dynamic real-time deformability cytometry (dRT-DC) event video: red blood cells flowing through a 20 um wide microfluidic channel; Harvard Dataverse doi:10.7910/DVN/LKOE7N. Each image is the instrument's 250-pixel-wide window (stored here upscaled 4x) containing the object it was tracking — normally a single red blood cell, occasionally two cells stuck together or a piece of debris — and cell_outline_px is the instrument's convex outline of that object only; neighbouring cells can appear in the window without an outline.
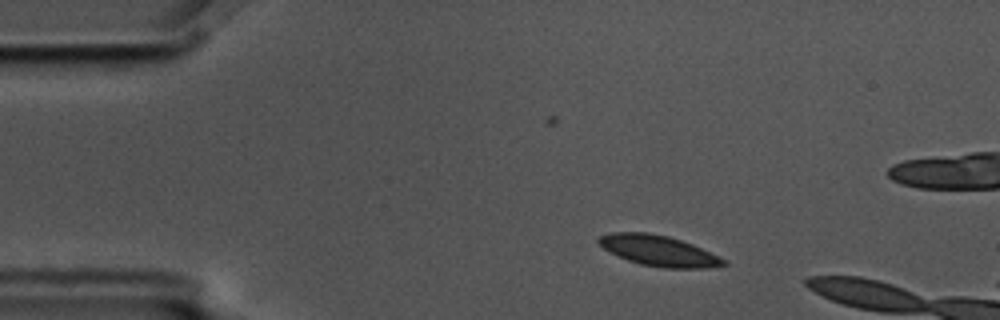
{"species": "common noctule bat (a hibernating species)", "species_latin": "Nyctalus noctula", "temperature_condition": "cold", "stored_images_in_passage": 3, "camera_frame_rate_fps": 3000, "um_per_image_px": 0.085, "animal": {"sex": "male", "body_mass_g": 17.5, "forearm_length_mm": 52.3}, "frame": {"image": 1, "passage_image": 1, "time_ms": 0.0, "image_size_px": [1000, 320], "cell_outline_px": [[728, 264], [708, 268], [664, 268], [640, 264], [628, 260], [604, 248], [596, 240], [600, 236], [612, 232], [648, 232], [668, 236], [692, 244], [724, 260]], "centroid_in_image_um": [55.96, 21.31], "position_along_channel_um": 29.0, "area_um2": 21.85}}